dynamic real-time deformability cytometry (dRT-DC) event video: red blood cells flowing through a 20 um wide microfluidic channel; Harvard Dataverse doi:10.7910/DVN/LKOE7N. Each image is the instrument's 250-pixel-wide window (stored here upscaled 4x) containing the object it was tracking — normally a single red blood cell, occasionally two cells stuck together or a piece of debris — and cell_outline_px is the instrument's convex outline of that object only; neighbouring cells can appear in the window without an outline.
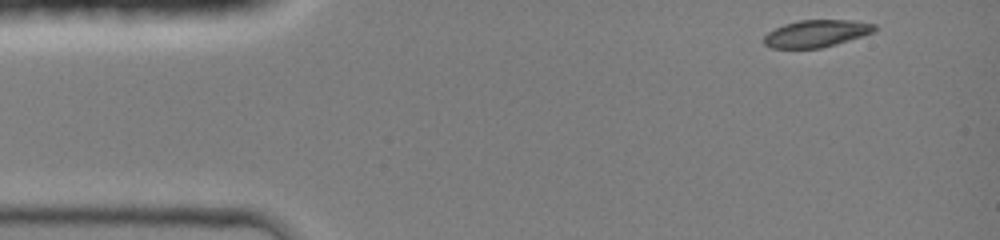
{"species": "common noctule bat (a hibernating species)", "species_latin": "Nyctalus noctula", "temperature_condition": "room temperature", "stored_images_in_passage": 39, "camera_frame_rate_fps": 3000, "um_per_image_px": 0.085, "animal": {"sex": "female", "body_mass_g": 19.0, "forearm_length_mm": 51.5}, "frame": {"image": 1, "passage_image": 1, "time_ms": 0.0, "image_size_px": [1000, 240], "cell_outline_px": [[876, 32], [836, 44], [820, 48], [772, 48], [764, 44], [764, 36], [768, 32], [784, 24], [800, 20], [852, 20], [876, 24]], "centroid_in_image_um": [69.42, 2.84], "position_along_channel_um": 15.6, "area_um2": 17.51}}
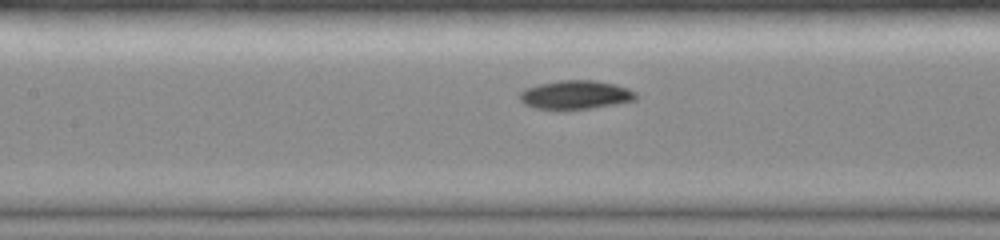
{"frame": {"image": 2, "passage_image": 17, "time_ms": 5.333, "image_size_px": [1000, 240], "cell_outline_px": [[640, 96], [636, 100], [616, 104], [592, 108], [560, 112], [536, 108], [524, 104], [520, 100], [520, 92], [524, 88], [540, 84], [560, 80], [596, 80], [616, 84], [628, 88], [636, 92]], "centroid_in_image_um": [48.94, 8.09], "position_along_channel_um": 158.5, "area_um2": 20.17}}
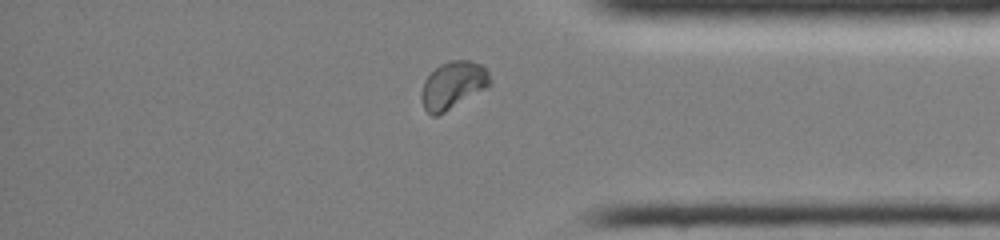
{"frame": {"image": 3, "passage_image": 34, "time_ms": 11.0, "image_size_px": [1000, 240], "cell_outline_px": [[492, 84], [444, 112], [436, 116], [432, 116], [424, 108], [420, 100], [420, 92], [424, 80], [440, 64], [448, 60], [472, 60], [488, 68], [492, 80]], "centroid_in_image_um": [38.51, 7.21], "position_along_channel_um": 396.7, "area_um2": 19.07}, "authors_computed_cell_mechanics": {"area_um2": 18.785, "velocity_mm_per_s": 4.2744, "shape_relaxation_time_tau1_ms": 3.7962, "shape_relaxation_time_tau2_ms": null, "deformation_change_tau1": 0.127, "deformation_change_tau2": null}}